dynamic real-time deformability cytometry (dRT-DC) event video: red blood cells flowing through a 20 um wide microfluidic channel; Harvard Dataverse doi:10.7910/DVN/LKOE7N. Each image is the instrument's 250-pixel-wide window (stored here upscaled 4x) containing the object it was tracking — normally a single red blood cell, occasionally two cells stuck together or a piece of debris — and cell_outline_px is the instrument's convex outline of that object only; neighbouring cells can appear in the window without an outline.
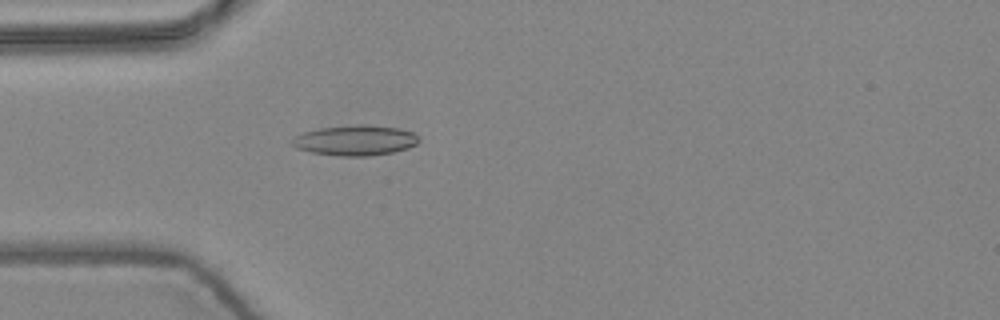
{"species": "common noctule bat (a hibernating species)", "species_latin": "Nyctalus noctula", "temperature_condition": "warm", "stored_images_in_passage": 4, "camera_frame_rate_fps": 3000, "um_per_image_px": 0.085, "animal": {"sex": "female", "body_mass_g": 24.6, "forearm_length_mm": 56.2}, "frame": {"image": 1, "passage_image": 4, "time_ms": 1.0, "image_size_px": [1000, 320], "cell_outline_px": [[420, 140], [416, 144], [408, 148], [392, 152], [368, 156], [340, 156], [312, 152], [296, 148], [288, 140], [292, 136], [304, 132], [320, 128], [356, 124], [364, 124], [396, 128], [412, 132]], "centroid_in_image_um": [30.14, 11.92], "position_along_channel_um": 54.9, "area_um2": 22.37}}